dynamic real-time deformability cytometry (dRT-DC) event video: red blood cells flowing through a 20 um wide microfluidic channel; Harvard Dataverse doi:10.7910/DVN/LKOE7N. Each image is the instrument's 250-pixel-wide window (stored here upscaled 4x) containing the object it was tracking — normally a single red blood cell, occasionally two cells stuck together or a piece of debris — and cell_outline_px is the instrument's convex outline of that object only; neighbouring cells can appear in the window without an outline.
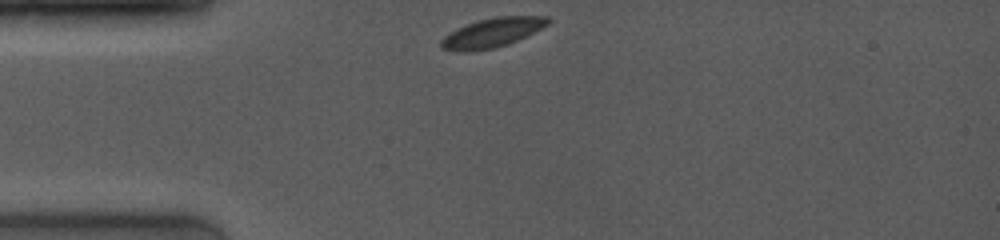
{"species": "common noctule bat (a hibernating species)", "species_latin": "Nyctalus noctula", "temperature_condition": "room temperature", "stored_images_in_passage": 42, "camera_frame_rate_fps": 4000, "um_per_image_px": 0.085, "animal": {"sex": "female", "body_mass_g": 19.0, "forearm_length_mm": 53.3}, "frame": {"image": 1, "passage_image": 1, "time_ms": 0.0, "image_size_px": [1000, 240], "cell_outline_px": [[552, 20], [548, 24], [508, 44], [492, 48], [468, 52], [456, 52], [440, 48], [440, 40], [444, 36], [476, 20], [496, 16], [548, 16]], "centroid_in_image_um": [41.81, 2.78], "position_along_channel_um": 43.2, "area_um2": 18.03}}
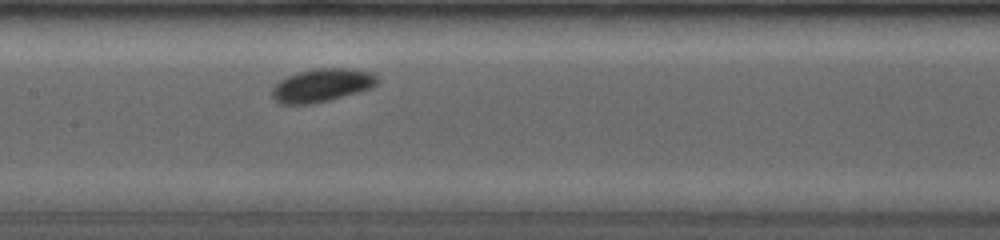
{"frame": {"image": 2, "passage_image": 17, "time_ms": 4.0, "image_size_px": [1000, 240], "cell_outline_px": [[376, 84], [372, 88], [328, 100], [312, 104], [280, 104], [272, 96], [272, 88], [280, 80], [288, 76], [312, 68], [348, 68], [368, 72], [376, 76]], "centroid_in_image_um": [27.32, 7.25], "position_along_channel_um": 180.1, "area_um2": 20.06}}
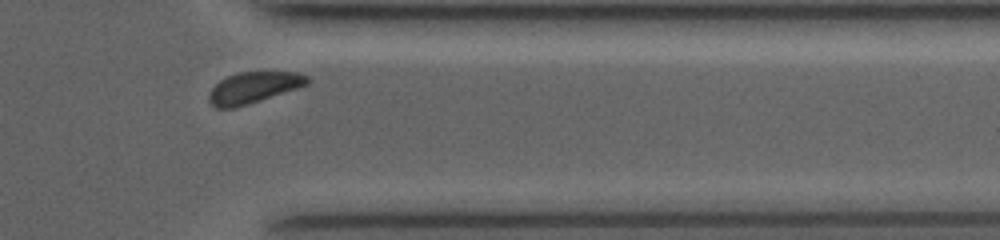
{"frame": {"image": 3, "passage_image": 38, "time_ms": 9.25, "image_size_px": [1000, 240], "cell_outline_px": [[312, 80], [308, 84], [248, 104], [232, 108], [216, 108], [208, 100], [208, 96], [212, 88], [220, 80], [236, 72], [296, 72], [308, 76]], "centroid_in_image_um": [21.55, 7.43], "position_along_channel_um": 389.9, "area_um2": 17.69}, "authors_computed_cell_mechanics": {"area_um2": 18.9006, "velocity_mm_per_s": 3.9747, "shape_relaxation_time_tau1_ms": 4.9698, "shape_relaxation_time_tau2_ms": null, "deformation_change_tau1": 0.1667, "deformation_change_tau2": null}}